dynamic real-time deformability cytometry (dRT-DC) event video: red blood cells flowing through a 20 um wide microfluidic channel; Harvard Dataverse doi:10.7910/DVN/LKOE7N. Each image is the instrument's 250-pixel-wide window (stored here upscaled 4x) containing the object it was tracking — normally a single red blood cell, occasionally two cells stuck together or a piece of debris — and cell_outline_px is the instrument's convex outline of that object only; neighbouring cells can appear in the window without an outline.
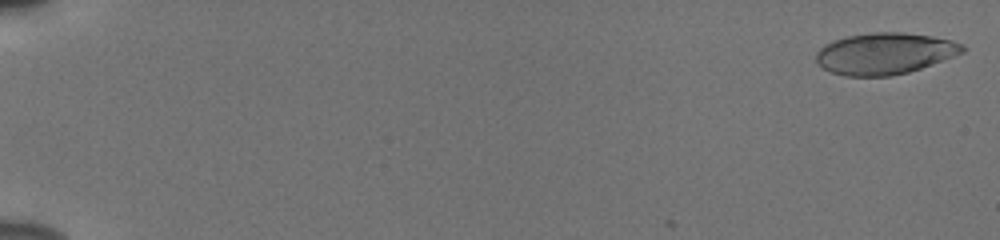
{"species": "human", "species_latin": "Homo sapiens", "temperature_condition": "cold", "stored_images_in_passage": 55, "camera_frame_rate_fps": 3000, "um_per_image_px": 0.085, "donor": {"sex": "male"}, "frame": {"image": 1, "passage_image": 1, "time_ms": 0.0, "image_size_px": [1000, 240], "cell_outline_px": [[964, 52], [920, 68], [908, 72], [892, 76], [844, 76], [832, 72], [816, 64], [816, 52], [824, 44], [832, 40], [848, 36], [872, 32], [904, 32], [932, 36], [952, 40], [964, 44]], "centroid_in_image_um": [75.18, 4.54], "position_along_channel_um": 9.8, "area_um2": 35.43}}
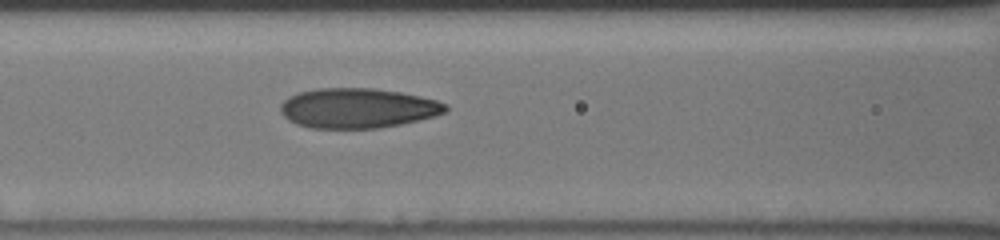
{"frame": {"image": 2, "passage_image": 26, "time_ms": 8.333, "image_size_px": [1000, 240], "cell_outline_px": [[448, 112], [436, 116], [400, 124], [380, 128], [312, 128], [296, 124], [288, 120], [280, 112], [280, 104], [288, 96], [300, 92], [316, 88], [372, 88], [400, 92], [420, 96], [436, 100], [448, 104]], "centroid_in_image_um": [30.41, 9.19], "position_along_channel_um": 136.2, "area_um2": 38.61}}
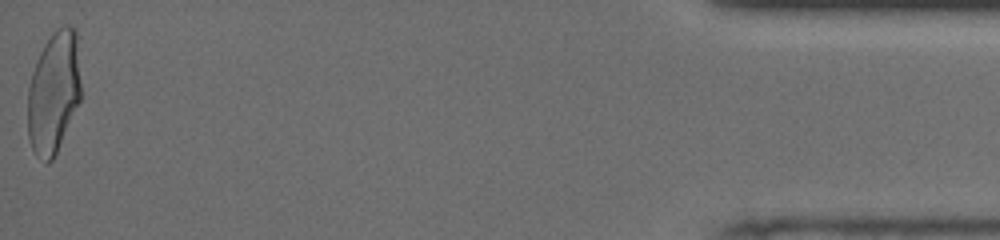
{"frame": {"image": 3, "passage_image": 55, "time_ms": 18.0, "image_size_px": [1000, 240], "cell_outline_px": [[80, 100], [56, 152], [52, 160], [48, 164], [36, 156], [32, 148], [28, 136], [28, 88], [32, 72], [36, 60], [44, 44], [52, 32], [56, 28], [64, 24], [68, 24], [76, 28], [80, 84]], "centroid_in_image_um": [4.55, 7.82], "position_along_channel_um": 430.6, "area_um2": 37.8}, "authors_computed_cell_mechanics": {"area_um2": 36.9342, "velocity_mm_per_s": 3.8625, "shape_relaxation_time_tau1_ms": 4.2458, "shape_relaxation_time_tau2_ms": 1.0962, "deformation_change_tau1": 0.1757, "deformation_change_tau2": 0.0817}}